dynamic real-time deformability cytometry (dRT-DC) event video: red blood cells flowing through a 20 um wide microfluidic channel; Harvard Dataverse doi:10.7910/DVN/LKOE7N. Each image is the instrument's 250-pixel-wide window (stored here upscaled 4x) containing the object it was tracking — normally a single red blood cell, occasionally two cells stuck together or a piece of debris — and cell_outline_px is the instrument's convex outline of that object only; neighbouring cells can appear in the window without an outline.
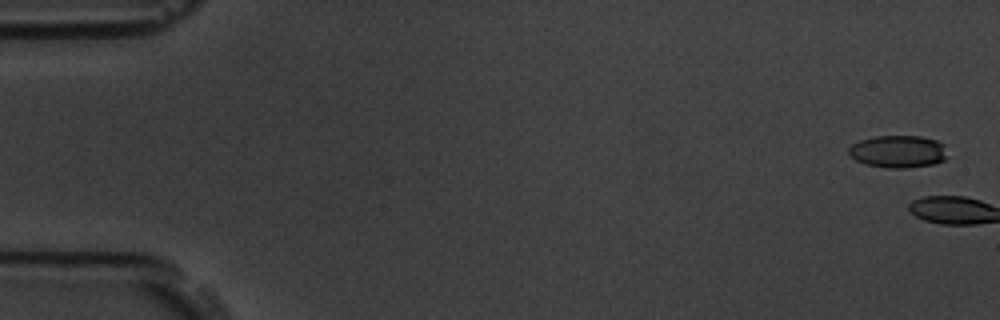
{"species": "common noctule bat (a hibernating species)", "species_latin": "Nyctalus noctula", "temperature_condition": "room temperature", "stored_images_in_passage": 6, "camera_frame_rate_fps": 3000, "um_per_image_px": 0.085, "animal": {"sex": "male", "body_mass_g": 19.5, "forearm_length_mm": 54.6}, "frame": {"image": 1, "passage_image": 1, "time_ms": 0.0, "image_size_px": [1000, 320], "cell_outline_px": [[948, 156], [944, 160], [932, 164], [904, 168], [888, 168], [868, 164], [856, 160], [848, 152], [848, 148], [852, 144], [860, 140], [876, 136], [920, 136], [936, 140], [944, 144]], "centroid_in_image_um": [76.36, 12.87], "position_along_channel_um": 8.6, "area_um2": 18.55}}